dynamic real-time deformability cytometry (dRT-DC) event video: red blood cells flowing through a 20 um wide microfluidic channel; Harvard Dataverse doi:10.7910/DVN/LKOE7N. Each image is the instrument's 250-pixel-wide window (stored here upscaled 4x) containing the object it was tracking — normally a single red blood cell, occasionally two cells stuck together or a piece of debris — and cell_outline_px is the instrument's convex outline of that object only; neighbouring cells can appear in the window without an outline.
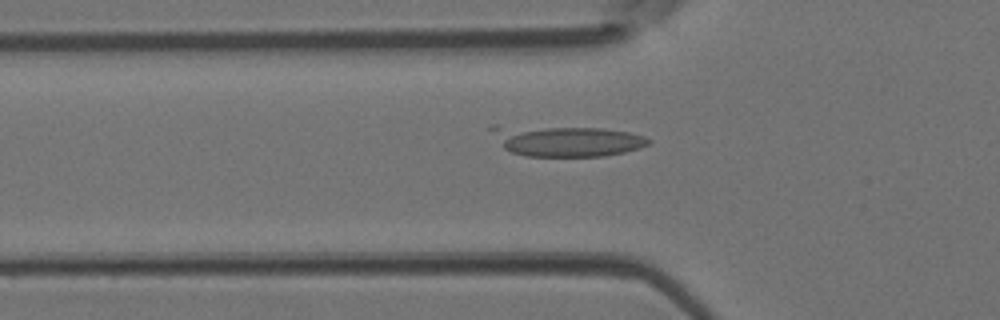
{"species": "Egyptian fruit bat (a non-hibernating species)", "species_latin": "Rousettus aegyptiacus", "temperature_condition": "room temperature", "stored_images_in_passage": 32, "camera_frame_rate_fps": 3000, "um_per_image_px": 0.085, "animal": {"sex": "female"}, "frame": {"image": 1, "passage_image": 2, "time_ms": 0.333, "image_size_px": [1000, 320], "cell_outline_px": [[652, 140], [648, 144], [640, 148], [624, 152], [604, 156], [528, 156], [512, 152], [504, 148], [504, 136], [524, 132], [548, 128], [600, 128], [628, 132], [644, 136]], "centroid_in_image_um": [48.77, 12.09], "position_along_channel_um": 77.0, "area_um2": 24.51}}
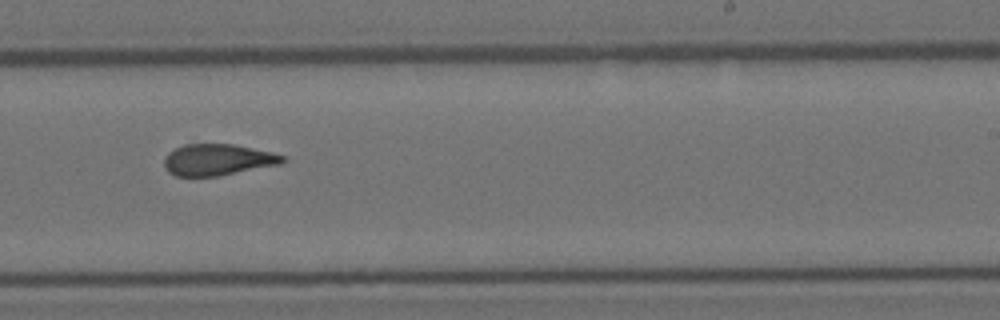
{"frame": {"image": 2, "passage_image": 15, "time_ms": 4.667, "image_size_px": [1000, 320], "cell_outline_px": [[288, 160], [280, 164], [220, 176], [176, 176], [168, 172], [164, 164], [164, 156], [168, 152], [184, 144], [232, 144], [272, 152], [284, 156]], "centroid_in_image_um": [18.5, 13.58], "position_along_channel_um": 270.5, "area_um2": 21.73}}
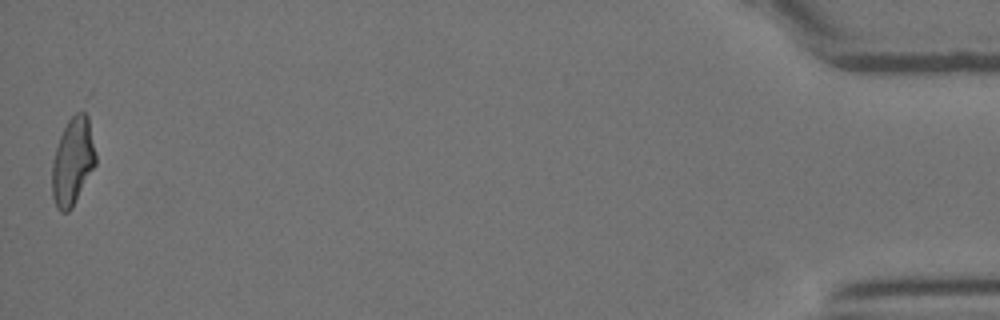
{"frame": {"image": 3, "passage_image": 32, "time_ms": 10.333, "image_size_px": [1000, 320], "cell_outline_px": [[96, 164], [72, 208], [68, 212], [60, 212], [56, 208], [52, 196], [52, 164], [56, 148], [60, 136], [68, 120], [84, 96], [92, 92], [96, 152]], "centroid_in_image_um": [6.32, 13.27], "position_along_channel_um": 428.9, "area_um2": 25.03}}